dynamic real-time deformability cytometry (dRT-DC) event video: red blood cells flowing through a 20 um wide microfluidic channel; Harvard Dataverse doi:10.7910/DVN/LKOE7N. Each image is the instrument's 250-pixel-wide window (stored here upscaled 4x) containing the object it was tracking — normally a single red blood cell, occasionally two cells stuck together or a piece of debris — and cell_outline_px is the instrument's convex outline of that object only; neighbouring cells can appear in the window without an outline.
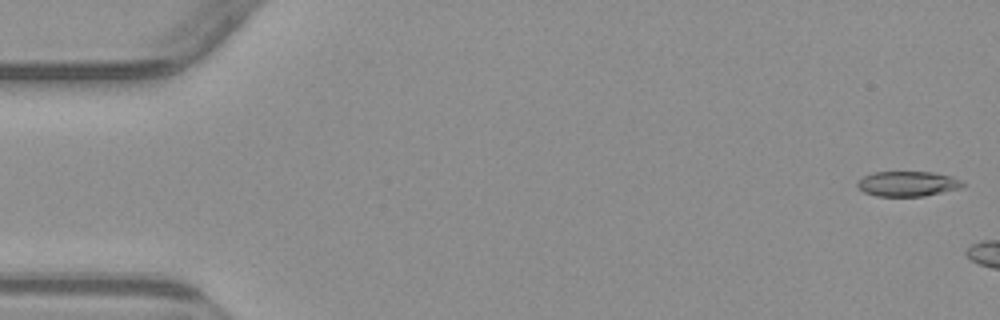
{"species": "common noctule bat (a hibernating species)", "species_latin": "Nyctalus noctula", "temperature_condition": "warm", "stored_images_in_passage": 6, "camera_frame_rate_fps": 3000, "um_per_image_px": 0.085, "animal": {"sex": "male", "body_mass_g": 23.1, "forearm_length_mm": 52.7}, "frame": {"image": 1, "passage_image": 1, "time_ms": 0.0, "image_size_px": [1000, 320], "cell_outline_px": [[964, 184], [960, 188], [924, 196], [876, 196], [864, 192], [856, 184], [856, 180], [872, 172], [932, 172], [952, 176], [964, 180]], "centroid_in_image_um": [77.15, 15.61], "position_along_channel_um": 7.9, "area_um2": 15.49}}